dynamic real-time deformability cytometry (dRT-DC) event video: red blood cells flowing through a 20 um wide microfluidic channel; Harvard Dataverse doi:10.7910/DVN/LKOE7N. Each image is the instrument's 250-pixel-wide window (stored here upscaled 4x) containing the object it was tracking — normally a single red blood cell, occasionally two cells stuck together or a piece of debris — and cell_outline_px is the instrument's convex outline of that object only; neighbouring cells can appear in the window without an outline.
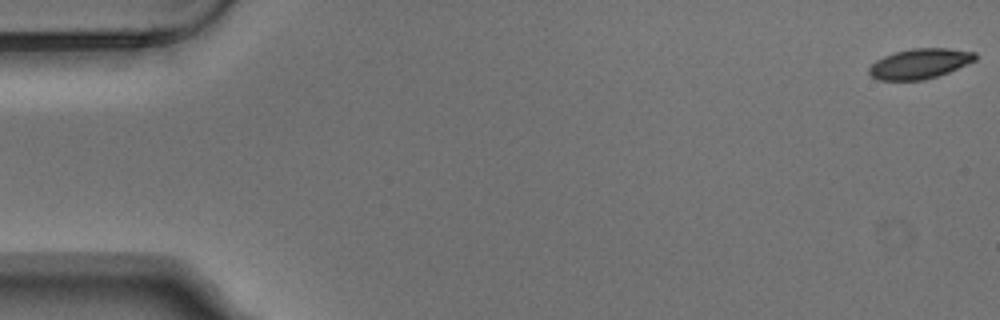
{"species": "Egyptian fruit bat (a non-hibernating species)", "species_latin": "Rousettus aegyptiacus", "temperature_condition": "warm", "stored_images_in_passage": 5, "segment_of_instrument_passage": [2, 2], "camera_frame_rate_fps": 3000, "um_per_image_px": 0.085, "animal": {"sex": "male"}, "frame": {"image": 1, "passage_image": 5, "time_ms": 1.333, "image_size_px": [1000, 320], "cell_outline_px": [[976, 60], [948, 72], [924, 80], [876, 80], [868, 72], [868, 68], [876, 60], [884, 56], [896, 52], [912, 48], [948, 48], [976, 52]], "centroid_in_image_um": [78.16, 5.41], "position_along_channel_um": 6.8, "area_um2": 18.55}}